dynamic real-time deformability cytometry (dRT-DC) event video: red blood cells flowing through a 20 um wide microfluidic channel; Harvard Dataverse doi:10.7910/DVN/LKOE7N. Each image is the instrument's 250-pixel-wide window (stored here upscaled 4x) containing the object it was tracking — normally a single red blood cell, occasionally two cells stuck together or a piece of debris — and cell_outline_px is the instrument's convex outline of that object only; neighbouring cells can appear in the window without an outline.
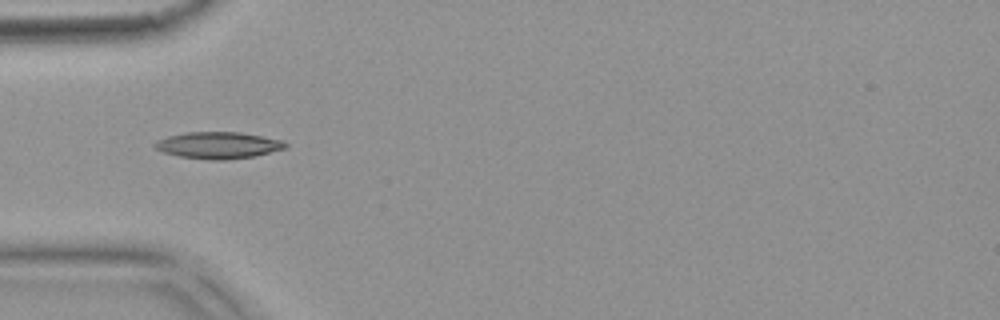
{"species": "common noctule bat (a hibernating species)", "species_latin": "Nyctalus noctula", "temperature_condition": "warm", "stored_images_in_passage": 6, "camera_frame_rate_fps": 3000, "um_per_image_px": 0.085, "animal": {"sex": "female", "body_mass_g": 18.4}, "frame": {"image": 1, "passage_image": 5, "time_ms": 1.333, "image_size_px": [1000, 320], "cell_outline_px": [[288, 148], [256, 156], [224, 160], [208, 160], [180, 156], [164, 152], [156, 148], [152, 144], [156, 140], [168, 136], [184, 132], [240, 132], [280, 140], [288, 144]], "centroid_in_image_um": [18.55, 12.35], "position_along_channel_um": 66.4, "area_um2": 20.35}}